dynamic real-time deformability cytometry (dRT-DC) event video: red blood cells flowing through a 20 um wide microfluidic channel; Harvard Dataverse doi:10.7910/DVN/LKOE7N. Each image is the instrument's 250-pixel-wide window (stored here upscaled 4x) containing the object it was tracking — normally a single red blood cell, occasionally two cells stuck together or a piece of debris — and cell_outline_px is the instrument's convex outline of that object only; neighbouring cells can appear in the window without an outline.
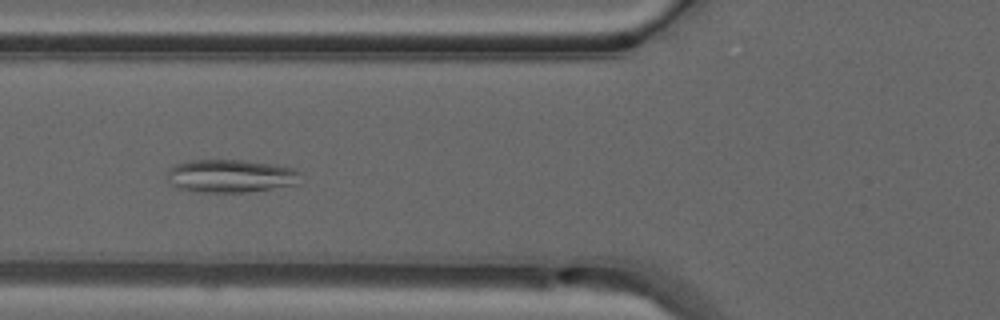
{"species": "common noctule bat (a hibernating species)", "species_latin": "Nyctalus noctula", "temperature_condition": "warm", "stored_images_in_passage": 40, "camera_frame_rate_fps": 3000, "um_per_image_px": 0.085, "animal": {"sex": "male", "forearm_length_mm": 52.5}, "frame": {"image": 1, "passage_image": 9, "time_ms": 2.667, "image_size_px": [1000, 320], "cell_outline_px": [[300, 172], [296, 184], [248, 192], [200, 192], [180, 188], [172, 184], [168, 180], [168, 168], [176, 164], [188, 160], [244, 160], [272, 164], [296, 168]], "centroid_in_image_um": [19.59, 14.95], "position_along_channel_um": 106.2, "area_um2": 25.55}}
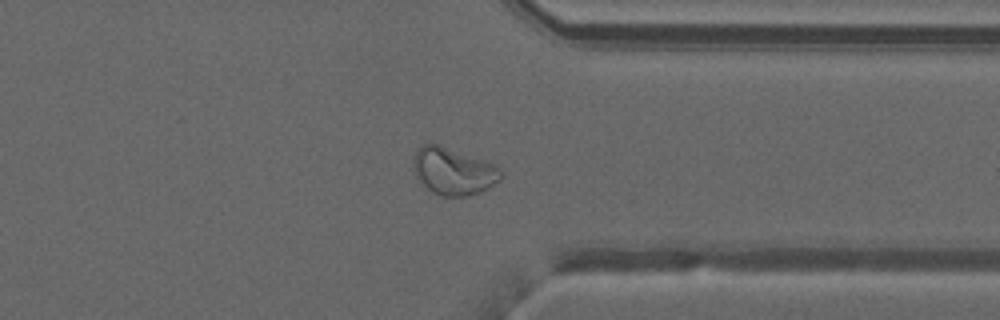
{"frame": {"image": 2, "passage_image": 29, "time_ms": 9.333, "image_size_px": [1000, 320], "cell_outline_px": [[504, 176], [500, 180], [488, 188], [480, 192], [468, 196], [440, 196], [432, 192], [420, 184], [416, 176], [412, 164], [412, 160], [416, 148], [424, 144], [436, 144], [496, 164], [504, 172]], "centroid_in_image_um": [38.53, 14.57], "position_along_channel_um": 372.9, "area_um2": 24.33}}
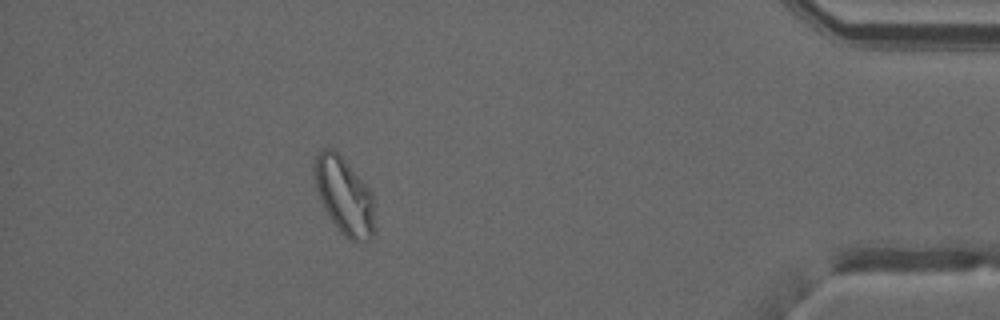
{"frame": {"image": 3, "passage_image": 35, "time_ms": 11.333, "image_size_px": [1000, 320], "cell_outline_px": [[376, 232], [372, 236], [356, 244], [348, 240], [340, 232], [328, 216], [320, 200], [316, 188], [312, 172], [312, 168], [316, 156], [324, 148], [332, 148], [340, 152], [372, 192]], "centroid_in_image_um": [29.26, 16.65], "position_along_channel_um": 405.9, "area_um2": 27.8}, "authors_computed_cell_mechanics": {"area_um2": 24.1893, "velocity_mm_per_s": 4.046, "shape_relaxation_time_tau1_ms": null, "shape_relaxation_time_tau2_ms": 1.7029, "deformation_change_tau1": null, "deformation_change_tau2": 0.0672}}